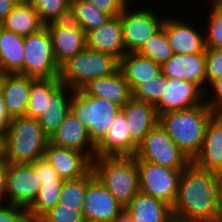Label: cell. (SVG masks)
<instances>
[{"mask_svg":"<svg viewBox=\"0 0 222 222\" xmlns=\"http://www.w3.org/2000/svg\"><path fill=\"white\" fill-rule=\"evenodd\" d=\"M210 121L211 108L206 103L159 115V124L191 162L200 152Z\"/></svg>","mask_w":222,"mask_h":222,"instance_id":"obj_2","label":"cell"},{"mask_svg":"<svg viewBox=\"0 0 222 222\" xmlns=\"http://www.w3.org/2000/svg\"><path fill=\"white\" fill-rule=\"evenodd\" d=\"M123 210L124 206L96 177L88 183L82 208L84 220L114 222Z\"/></svg>","mask_w":222,"mask_h":222,"instance_id":"obj_14","label":"cell"},{"mask_svg":"<svg viewBox=\"0 0 222 222\" xmlns=\"http://www.w3.org/2000/svg\"><path fill=\"white\" fill-rule=\"evenodd\" d=\"M60 79H34L30 89L26 116L39 119L45 111L46 98L60 84Z\"/></svg>","mask_w":222,"mask_h":222,"instance_id":"obj_32","label":"cell"},{"mask_svg":"<svg viewBox=\"0 0 222 222\" xmlns=\"http://www.w3.org/2000/svg\"><path fill=\"white\" fill-rule=\"evenodd\" d=\"M163 77L164 75L161 72L152 78V80L138 85L132 91V97L156 105L162 99L163 85L161 83Z\"/></svg>","mask_w":222,"mask_h":222,"instance_id":"obj_37","label":"cell"},{"mask_svg":"<svg viewBox=\"0 0 222 222\" xmlns=\"http://www.w3.org/2000/svg\"><path fill=\"white\" fill-rule=\"evenodd\" d=\"M197 167L222 175V130L211 120L203 144L192 161Z\"/></svg>","mask_w":222,"mask_h":222,"instance_id":"obj_27","label":"cell"},{"mask_svg":"<svg viewBox=\"0 0 222 222\" xmlns=\"http://www.w3.org/2000/svg\"><path fill=\"white\" fill-rule=\"evenodd\" d=\"M34 170L42 183H54L63 182L64 180L58 175V172L53 168V166L42 157L35 160L33 163Z\"/></svg>","mask_w":222,"mask_h":222,"instance_id":"obj_41","label":"cell"},{"mask_svg":"<svg viewBox=\"0 0 222 222\" xmlns=\"http://www.w3.org/2000/svg\"><path fill=\"white\" fill-rule=\"evenodd\" d=\"M136 53L152 59L161 66L174 55L164 28L147 40Z\"/></svg>","mask_w":222,"mask_h":222,"instance_id":"obj_34","label":"cell"},{"mask_svg":"<svg viewBox=\"0 0 222 222\" xmlns=\"http://www.w3.org/2000/svg\"><path fill=\"white\" fill-rule=\"evenodd\" d=\"M220 175L190 162L181 172L171 207L174 222L213 221L221 218Z\"/></svg>","mask_w":222,"mask_h":222,"instance_id":"obj_1","label":"cell"},{"mask_svg":"<svg viewBox=\"0 0 222 222\" xmlns=\"http://www.w3.org/2000/svg\"><path fill=\"white\" fill-rule=\"evenodd\" d=\"M95 177L92 168L83 176L76 179L64 180L59 203L64 206L77 207L82 212L88 183Z\"/></svg>","mask_w":222,"mask_h":222,"instance_id":"obj_33","label":"cell"},{"mask_svg":"<svg viewBox=\"0 0 222 222\" xmlns=\"http://www.w3.org/2000/svg\"><path fill=\"white\" fill-rule=\"evenodd\" d=\"M55 146L84 152L91 160L96 156V146L88 135V130L70 110L57 131L50 138Z\"/></svg>","mask_w":222,"mask_h":222,"instance_id":"obj_18","label":"cell"},{"mask_svg":"<svg viewBox=\"0 0 222 222\" xmlns=\"http://www.w3.org/2000/svg\"><path fill=\"white\" fill-rule=\"evenodd\" d=\"M70 110L86 127L89 138L97 146L121 112V107L107 99L87 96L80 90H74Z\"/></svg>","mask_w":222,"mask_h":222,"instance_id":"obj_6","label":"cell"},{"mask_svg":"<svg viewBox=\"0 0 222 222\" xmlns=\"http://www.w3.org/2000/svg\"><path fill=\"white\" fill-rule=\"evenodd\" d=\"M219 198H220V211L222 219V175H220V181H219Z\"/></svg>","mask_w":222,"mask_h":222,"instance_id":"obj_50","label":"cell"},{"mask_svg":"<svg viewBox=\"0 0 222 222\" xmlns=\"http://www.w3.org/2000/svg\"><path fill=\"white\" fill-rule=\"evenodd\" d=\"M119 70L133 91L162 72L161 65L136 52L126 53L119 60Z\"/></svg>","mask_w":222,"mask_h":222,"instance_id":"obj_25","label":"cell"},{"mask_svg":"<svg viewBox=\"0 0 222 222\" xmlns=\"http://www.w3.org/2000/svg\"><path fill=\"white\" fill-rule=\"evenodd\" d=\"M82 212L77 207L64 206L58 203L48 210L36 222H83Z\"/></svg>","mask_w":222,"mask_h":222,"instance_id":"obj_38","label":"cell"},{"mask_svg":"<svg viewBox=\"0 0 222 222\" xmlns=\"http://www.w3.org/2000/svg\"><path fill=\"white\" fill-rule=\"evenodd\" d=\"M194 222H222V219L219 218V219L213 220V221H194Z\"/></svg>","mask_w":222,"mask_h":222,"instance_id":"obj_52","label":"cell"},{"mask_svg":"<svg viewBox=\"0 0 222 222\" xmlns=\"http://www.w3.org/2000/svg\"><path fill=\"white\" fill-rule=\"evenodd\" d=\"M206 89L214 80L222 77V50L215 48H206Z\"/></svg>","mask_w":222,"mask_h":222,"instance_id":"obj_39","label":"cell"},{"mask_svg":"<svg viewBox=\"0 0 222 222\" xmlns=\"http://www.w3.org/2000/svg\"><path fill=\"white\" fill-rule=\"evenodd\" d=\"M166 78H176L197 84L206 90L205 53L191 55L174 54L169 61L161 66Z\"/></svg>","mask_w":222,"mask_h":222,"instance_id":"obj_19","label":"cell"},{"mask_svg":"<svg viewBox=\"0 0 222 222\" xmlns=\"http://www.w3.org/2000/svg\"><path fill=\"white\" fill-rule=\"evenodd\" d=\"M92 170L124 207L140 191L137 160L133 155L95 156Z\"/></svg>","mask_w":222,"mask_h":222,"instance_id":"obj_3","label":"cell"},{"mask_svg":"<svg viewBox=\"0 0 222 222\" xmlns=\"http://www.w3.org/2000/svg\"><path fill=\"white\" fill-rule=\"evenodd\" d=\"M162 99L155 105L158 116L205 103V92L195 83L163 77Z\"/></svg>","mask_w":222,"mask_h":222,"instance_id":"obj_12","label":"cell"},{"mask_svg":"<svg viewBox=\"0 0 222 222\" xmlns=\"http://www.w3.org/2000/svg\"><path fill=\"white\" fill-rule=\"evenodd\" d=\"M44 24L69 20V0H30Z\"/></svg>","mask_w":222,"mask_h":222,"instance_id":"obj_35","label":"cell"},{"mask_svg":"<svg viewBox=\"0 0 222 222\" xmlns=\"http://www.w3.org/2000/svg\"><path fill=\"white\" fill-rule=\"evenodd\" d=\"M2 75H3V73L0 71V80H1Z\"/></svg>","mask_w":222,"mask_h":222,"instance_id":"obj_53","label":"cell"},{"mask_svg":"<svg viewBox=\"0 0 222 222\" xmlns=\"http://www.w3.org/2000/svg\"><path fill=\"white\" fill-rule=\"evenodd\" d=\"M40 186L33 164L7 163L6 203L28 208L34 202Z\"/></svg>","mask_w":222,"mask_h":222,"instance_id":"obj_11","label":"cell"},{"mask_svg":"<svg viewBox=\"0 0 222 222\" xmlns=\"http://www.w3.org/2000/svg\"><path fill=\"white\" fill-rule=\"evenodd\" d=\"M209 2H213L217 5H222V0H209Z\"/></svg>","mask_w":222,"mask_h":222,"instance_id":"obj_51","label":"cell"},{"mask_svg":"<svg viewBox=\"0 0 222 222\" xmlns=\"http://www.w3.org/2000/svg\"><path fill=\"white\" fill-rule=\"evenodd\" d=\"M45 26L60 68L86 47V32L70 20L50 22Z\"/></svg>","mask_w":222,"mask_h":222,"instance_id":"obj_13","label":"cell"},{"mask_svg":"<svg viewBox=\"0 0 222 222\" xmlns=\"http://www.w3.org/2000/svg\"><path fill=\"white\" fill-rule=\"evenodd\" d=\"M79 90L87 96L107 99L121 108L132 98V90L120 70L113 75L89 80Z\"/></svg>","mask_w":222,"mask_h":222,"instance_id":"obj_22","label":"cell"},{"mask_svg":"<svg viewBox=\"0 0 222 222\" xmlns=\"http://www.w3.org/2000/svg\"><path fill=\"white\" fill-rule=\"evenodd\" d=\"M109 14L99 10L92 2L87 0H74L71 2L69 20L79 25L86 33L106 24Z\"/></svg>","mask_w":222,"mask_h":222,"instance_id":"obj_30","label":"cell"},{"mask_svg":"<svg viewBox=\"0 0 222 222\" xmlns=\"http://www.w3.org/2000/svg\"><path fill=\"white\" fill-rule=\"evenodd\" d=\"M211 120L222 130V105L211 108Z\"/></svg>","mask_w":222,"mask_h":222,"instance_id":"obj_48","label":"cell"},{"mask_svg":"<svg viewBox=\"0 0 222 222\" xmlns=\"http://www.w3.org/2000/svg\"><path fill=\"white\" fill-rule=\"evenodd\" d=\"M212 93H213V96L211 95ZM205 103L210 108L222 105V77L212 81L207 86V89L205 90Z\"/></svg>","mask_w":222,"mask_h":222,"instance_id":"obj_43","label":"cell"},{"mask_svg":"<svg viewBox=\"0 0 222 222\" xmlns=\"http://www.w3.org/2000/svg\"><path fill=\"white\" fill-rule=\"evenodd\" d=\"M114 222H135L132 216L124 209Z\"/></svg>","mask_w":222,"mask_h":222,"instance_id":"obj_49","label":"cell"},{"mask_svg":"<svg viewBox=\"0 0 222 222\" xmlns=\"http://www.w3.org/2000/svg\"><path fill=\"white\" fill-rule=\"evenodd\" d=\"M121 111L128 124L131 136V155H134L144 137L159 122V116L155 105L134 97L122 106Z\"/></svg>","mask_w":222,"mask_h":222,"instance_id":"obj_16","label":"cell"},{"mask_svg":"<svg viewBox=\"0 0 222 222\" xmlns=\"http://www.w3.org/2000/svg\"><path fill=\"white\" fill-rule=\"evenodd\" d=\"M73 89L60 83L46 98L44 113L38 119L41 127L49 138L57 131L70 111Z\"/></svg>","mask_w":222,"mask_h":222,"instance_id":"obj_23","label":"cell"},{"mask_svg":"<svg viewBox=\"0 0 222 222\" xmlns=\"http://www.w3.org/2000/svg\"><path fill=\"white\" fill-rule=\"evenodd\" d=\"M137 168L140 191L172 207L183 169L167 168L144 160H137Z\"/></svg>","mask_w":222,"mask_h":222,"instance_id":"obj_10","label":"cell"},{"mask_svg":"<svg viewBox=\"0 0 222 222\" xmlns=\"http://www.w3.org/2000/svg\"><path fill=\"white\" fill-rule=\"evenodd\" d=\"M131 155V136L124 113L112 122L104 139L96 146V156Z\"/></svg>","mask_w":222,"mask_h":222,"instance_id":"obj_28","label":"cell"},{"mask_svg":"<svg viewBox=\"0 0 222 222\" xmlns=\"http://www.w3.org/2000/svg\"><path fill=\"white\" fill-rule=\"evenodd\" d=\"M209 4L212 9H209L208 27L204 31L206 47L222 50V5Z\"/></svg>","mask_w":222,"mask_h":222,"instance_id":"obj_36","label":"cell"},{"mask_svg":"<svg viewBox=\"0 0 222 222\" xmlns=\"http://www.w3.org/2000/svg\"><path fill=\"white\" fill-rule=\"evenodd\" d=\"M86 48L110 54L120 60L126 54L120 16L112 17L101 27L88 31Z\"/></svg>","mask_w":222,"mask_h":222,"instance_id":"obj_20","label":"cell"},{"mask_svg":"<svg viewBox=\"0 0 222 222\" xmlns=\"http://www.w3.org/2000/svg\"><path fill=\"white\" fill-rule=\"evenodd\" d=\"M0 222H32L27 208L11 203H0Z\"/></svg>","mask_w":222,"mask_h":222,"instance_id":"obj_40","label":"cell"},{"mask_svg":"<svg viewBox=\"0 0 222 222\" xmlns=\"http://www.w3.org/2000/svg\"><path fill=\"white\" fill-rule=\"evenodd\" d=\"M34 78L21 74H3L0 92L11 118L26 115L30 89Z\"/></svg>","mask_w":222,"mask_h":222,"instance_id":"obj_21","label":"cell"},{"mask_svg":"<svg viewBox=\"0 0 222 222\" xmlns=\"http://www.w3.org/2000/svg\"><path fill=\"white\" fill-rule=\"evenodd\" d=\"M7 162H0V203H6Z\"/></svg>","mask_w":222,"mask_h":222,"instance_id":"obj_45","label":"cell"},{"mask_svg":"<svg viewBox=\"0 0 222 222\" xmlns=\"http://www.w3.org/2000/svg\"><path fill=\"white\" fill-rule=\"evenodd\" d=\"M44 158L63 180L79 178L92 168V160L84 152L58 147L50 142L45 148Z\"/></svg>","mask_w":222,"mask_h":222,"instance_id":"obj_17","label":"cell"},{"mask_svg":"<svg viewBox=\"0 0 222 222\" xmlns=\"http://www.w3.org/2000/svg\"><path fill=\"white\" fill-rule=\"evenodd\" d=\"M92 2L99 10L111 17L119 16L123 8L132 0H87Z\"/></svg>","mask_w":222,"mask_h":222,"instance_id":"obj_42","label":"cell"},{"mask_svg":"<svg viewBox=\"0 0 222 222\" xmlns=\"http://www.w3.org/2000/svg\"><path fill=\"white\" fill-rule=\"evenodd\" d=\"M24 45L23 75L34 79H60L61 68L56 62L46 26L24 36Z\"/></svg>","mask_w":222,"mask_h":222,"instance_id":"obj_7","label":"cell"},{"mask_svg":"<svg viewBox=\"0 0 222 222\" xmlns=\"http://www.w3.org/2000/svg\"><path fill=\"white\" fill-rule=\"evenodd\" d=\"M11 117L6 109V104L0 92V132H6L11 122Z\"/></svg>","mask_w":222,"mask_h":222,"instance_id":"obj_44","label":"cell"},{"mask_svg":"<svg viewBox=\"0 0 222 222\" xmlns=\"http://www.w3.org/2000/svg\"><path fill=\"white\" fill-rule=\"evenodd\" d=\"M129 6L128 3L119 15L126 53L136 52L147 40L163 28L165 20L161 17L162 15L159 16L154 8L142 9L141 6V8L137 7L139 10L136 8L134 10V7L131 10Z\"/></svg>","mask_w":222,"mask_h":222,"instance_id":"obj_9","label":"cell"},{"mask_svg":"<svg viewBox=\"0 0 222 222\" xmlns=\"http://www.w3.org/2000/svg\"><path fill=\"white\" fill-rule=\"evenodd\" d=\"M7 159V133L0 132V162H6Z\"/></svg>","mask_w":222,"mask_h":222,"instance_id":"obj_47","label":"cell"},{"mask_svg":"<svg viewBox=\"0 0 222 222\" xmlns=\"http://www.w3.org/2000/svg\"><path fill=\"white\" fill-rule=\"evenodd\" d=\"M133 156L136 160L172 169H184L191 162L159 122L144 137Z\"/></svg>","mask_w":222,"mask_h":222,"instance_id":"obj_8","label":"cell"},{"mask_svg":"<svg viewBox=\"0 0 222 222\" xmlns=\"http://www.w3.org/2000/svg\"><path fill=\"white\" fill-rule=\"evenodd\" d=\"M63 182L42 183L34 202L27 208L29 218L36 222L43 214L59 203Z\"/></svg>","mask_w":222,"mask_h":222,"instance_id":"obj_31","label":"cell"},{"mask_svg":"<svg viewBox=\"0 0 222 222\" xmlns=\"http://www.w3.org/2000/svg\"><path fill=\"white\" fill-rule=\"evenodd\" d=\"M6 133L7 163L32 164L35 160L44 157L50 138L38 119L26 115L14 117Z\"/></svg>","mask_w":222,"mask_h":222,"instance_id":"obj_4","label":"cell"},{"mask_svg":"<svg viewBox=\"0 0 222 222\" xmlns=\"http://www.w3.org/2000/svg\"><path fill=\"white\" fill-rule=\"evenodd\" d=\"M118 70L117 58L85 47L61 67L59 78L62 84L79 90L89 80L113 75Z\"/></svg>","mask_w":222,"mask_h":222,"instance_id":"obj_5","label":"cell"},{"mask_svg":"<svg viewBox=\"0 0 222 222\" xmlns=\"http://www.w3.org/2000/svg\"><path fill=\"white\" fill-rule=\"evenodd\" d=\"M19 0H0V22L11 12Z\"/></svg>","mask_w":222,"mask_h":222,"instance_id":"obj_46","label":"cell"},{"mask_svg":"<svg viewBox=\"0 0 222 222\" xmlns=\"http://www.w3.org/2000/svg\"><path fill=\"white\" fill-rule=\"evenodd\" d=\"M183 18H170L167 15L164 20L163 28L173 53L181 55L205 53L207 47L203 30L200 31L199 26L196 29L194 23Z\"/></svg>","mask_w":222,"mask_h":222,"instance_id":"obj_15","label":"cell"},{"mask_svg":"<svg viewBox=\"0 0 222 222\" xmlns=\"http://www.w3.org/2000/svg\"><path fill=\"white\" fill-rule=\"evenodd\" d=\"M44 26L30 0H19L14 9L1 21L2 28L21 36L34 33Z\"/></svg>","mask_w":222,"mask_h":222,"instance_id":"obj_29","label":"cell"},{"mask_svg":"<svg viewBox=\"0 0 222 222\" xmlns=\"http://www.w3.org/2000/svg\"><path fill=\"white\" fill-rule=\"evenodd\" d=\"M124 209L135 222H174L171 206L139 191Z\"/></svg>","mask_w":222,"mask_h":222,"instance_id":"obj_24","label":"cell"},{"mask_svg":"<svg viewBox=\"0 0 222 222\" xmlns=\"http://www.w3.org/2000/svg\"><path fill=\"white\" fill-rule=\"evenodd\" d=\"M25 55L24 36L1 28L0 30V71L3 74L23 75Z\"/></svg>","mask_w":222,"mask_h":222,"instance_id":"obj_26","label":"cell"}]
</instances>
